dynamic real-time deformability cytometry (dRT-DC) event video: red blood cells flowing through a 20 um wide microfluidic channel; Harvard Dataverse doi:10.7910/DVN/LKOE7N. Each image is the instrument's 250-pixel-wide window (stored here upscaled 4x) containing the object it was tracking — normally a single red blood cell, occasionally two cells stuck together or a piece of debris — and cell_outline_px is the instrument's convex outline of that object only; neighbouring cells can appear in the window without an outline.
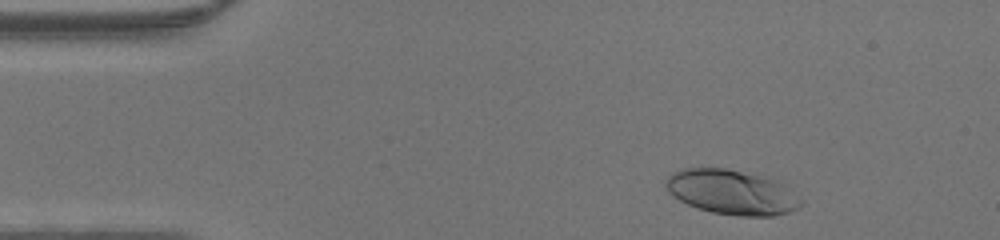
{"species": "human", "species_latin": "Homo sapiens", "temperature_condition": "warm", "stored_images_in_passage": 35, "camera_frame_rate_fps": 3000, "um_per_image_px": 0.085, "donor": {"sex": "male"}, "frame": {"image": 1, "passage_image": 3, "time_ms": 0.667, "image_size_px": [1000, 240], "cell_outline_px": [[804, 204], [788, 212], [772, 216], [740, 216], [712, 212], [688, 204], [672, 196], [668, 192], [664, 184], [664, 180], [672, 172], [680, 168], [724, 168], [772, 180], [780, 184], [804, 200]], "centroid_in_image_um": [62.13, 16.34], "position_along_channel_um": 22.9, "area_um2": 34.68}}
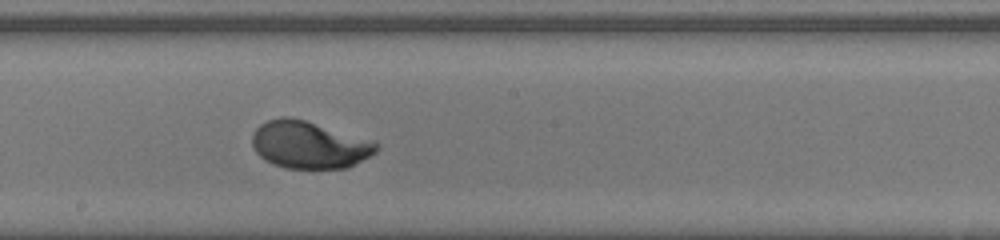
{"frame": {"image": 2, "passage_image": 22, "time_ms": 7.0, "image_size_px": [1000, 240], "cell_outline_px": [[380, 148], [376, 152], [348, 168], [284, 168], [272, 164], [264, 160], [256, 152], [252, 144], [252, 132], [260, 124], [268, 120], [280, 116], [288, 116], [304, 120], [380, 144]], "centroid_in_image_um": [26.22, 12.32], "position_along_channel_um": 222.0, "area_um2": 33.93}}
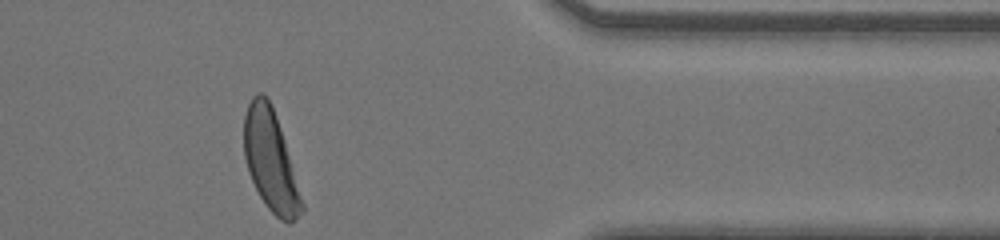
{"frame": {"image": 3, "passage_image": 35, "time_ms": 11.333, "image_size_px": [1000, 240], "cell_outline_px": [[304, 212], [288, 224], [280, 220], [264, 204], [248, 172], [244, 156], [244, 116], [248, 104], [252, 96], [256, 92], [260, 92], [268, 100], [276, 116], [284, 140], [304, 204]], "centroid_in_image_um": [22.99, 13.68], "position_along_channel_um": 388.4, "area_um2": 33.52}}